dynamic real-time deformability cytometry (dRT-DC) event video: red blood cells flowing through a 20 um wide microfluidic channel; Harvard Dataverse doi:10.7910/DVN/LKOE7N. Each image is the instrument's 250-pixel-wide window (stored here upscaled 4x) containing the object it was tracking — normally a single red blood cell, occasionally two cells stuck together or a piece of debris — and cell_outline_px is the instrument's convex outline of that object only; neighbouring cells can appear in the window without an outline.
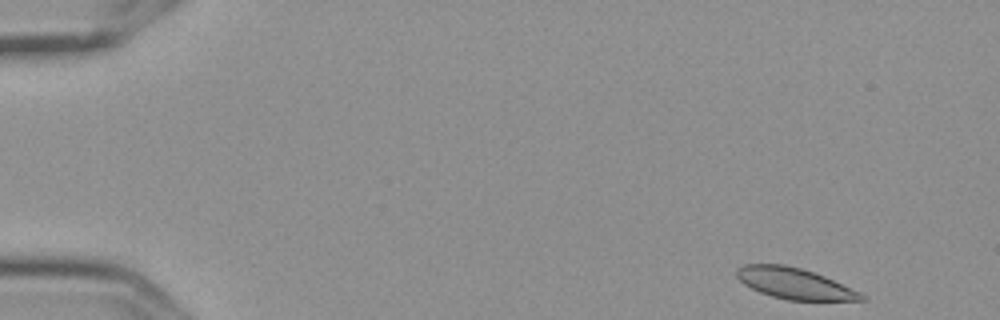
{"species": "Egyptian fruit bat (a non-hibernating species)", "species_latin": "Rousettus aegyptiacus", "temperature_condition": "cold", "stored_images_in_passage": 9, "camera_frame_rate_fps": 3000, "um_per_image_px": 0.085, "frame": {"image": 1, "passage_image": 1, "time_ms": 0.0, "image_size_px": [1000, 320], "cell_outline_px": [[868, 300], [788, 300], [772, 296], [760, 292], [744, 284], [736, 276], [736, 268], [744, 264], [784, 264], [800, 268], [824, 276], [860, 292]], "centroid_in_image_um": [67.5, 24.08], "position_along_channel_um": 17.5, "area_um2": 22.25}}
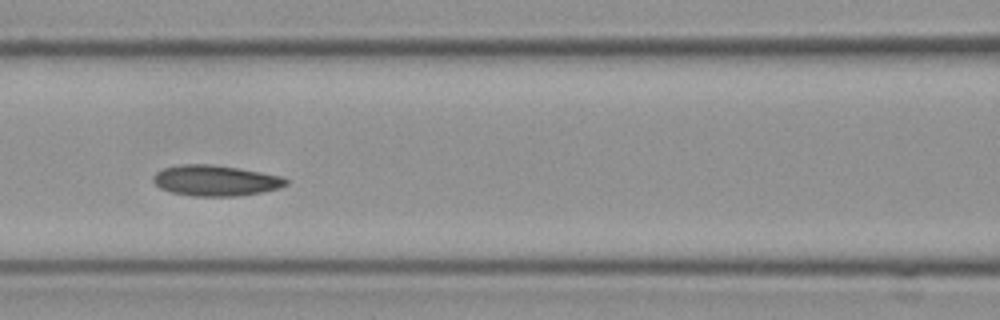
{"frame": {"image": 2, "passage_image": 7, "time_ms": 2.0, "image_size_px": [1000, 320], "cell_outline_px": [[288, 184], [280, 188], [264, 192], [240, 196], [192, 196], [172, 192], [160, 188], [152, 180], [152, 176], [156, 172], [164, 168], [184, 164], [208, 164], [236, 168], [284, 176], [288, 180]], "centroid_in_image_um": [18.35, 15.36], "position_along_channel_um": 148.3, "area_um2": 23.81}}
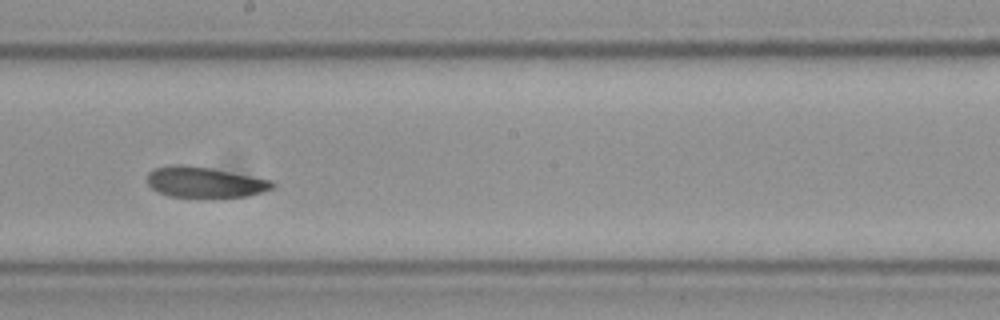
{"frame": {"image": 3, "passage_image": 9, "time_ms": 2.667, "image_size_px": [1000, 320], "cell_outline_px": [[276, 188], [264, 192], [244, 196], [212, 200], [200, 200], [168, 196], [156, 192], [148, 184], [148, 172], [156, 168], [176, 164], [184, 164], [208, 168], [272, 180], [276, 184]], "centroid_in_image_um": [17.41, 15.55], "position_along_channel_um": 230.8, "area_um2": 23.29}}